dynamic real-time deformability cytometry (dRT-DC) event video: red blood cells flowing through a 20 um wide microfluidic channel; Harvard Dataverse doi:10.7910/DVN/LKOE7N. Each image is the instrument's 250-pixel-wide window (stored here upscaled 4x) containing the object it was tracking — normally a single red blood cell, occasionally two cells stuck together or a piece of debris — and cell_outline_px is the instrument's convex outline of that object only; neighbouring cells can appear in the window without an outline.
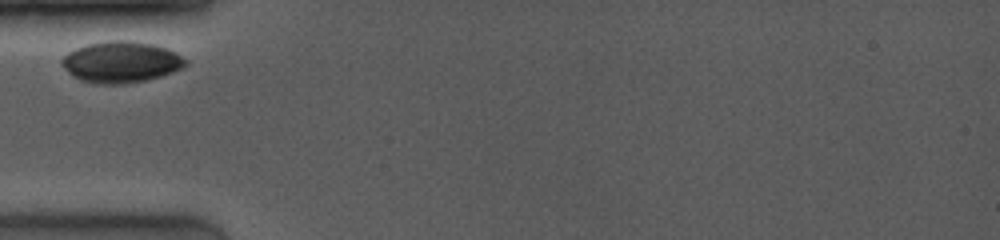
{"species": "common noctule bat (a hibernating species)", "species_latin": "Nyctalus noctula", "temperature_condition": "room temperature", "stored_images_in_passage": 10, "camera_frame_rate_fps": 4000, "um_per_image_px": 0.085, "animal": {"sex": "female", "body_mass_g": 19.0, "forearm_length_mm": 53.3}, "frame": {"image": 1, "passage_image": 1, "time_ms": 0.0, "image_size_px": [1000, 240], "cell_outline_px": [[188, 64], [184, 68], [148, 80], [124, 84], [96, 84], [80, 80], [72, 76], [60, 64], [60, 60], [68, 52], [76, 48], [88, 44], [108, 40], [128, 40], [156, 44], [168, 48], [176, 52], [188, 60]], "centroid_in_image_um": [10.31, 5.27], "position_along_channel_um": 74.7, "area_um2": 30.23}}